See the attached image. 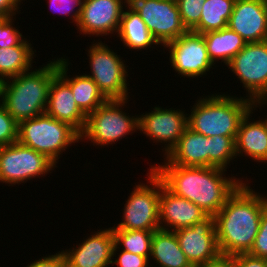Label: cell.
I'll return each instance as SVG.
<instances>
[{
    "instance_id": "16",
    "label": "cell",
    "mask_w": 267,
    "mask_h": 267,
    "mask_svg": "<svg viewBox=\"0 0 267 267\" xmlns=\"http://www.w3.org/2000/svg\"><path fill=\"white\" fill-rule=\"evenodd\" d=\"M174 232L181 250L193 267L204 264L220 253L213 215H208L202 221Z\"/></svg>"
},
{
    "instance_id": "14",
    "label": "cell",
    "mask_w": 267,
    "mask_h": 267,
    "mask_svg": "<svg viewBox=\"0 0 267 267\" xmlns=\"http://www.w3.org/2000/svg\"><path fill=\"white\" fill-rule=\"evenodd\" d=\"M128 4L129 0H83L75 29L78 28L79 36L99 37V41L103 36L114 37Z\"/></svg>"
},
{
    "instance_id": "10",
    "label": "cell",
    "mask_w": 267,
    "mask_h": 267,
    "mask_svg": "<svg viewBox=\"0 0 267 267\" xmlns=\"http://www.w3.org/2000/svg\"><path fill=\"white\" fill-rule=\"evenodd\" d=\"M253 101L267 99V40L247 43L227 65Z\"/></svg>"
},
{
    "instance_id": "12",
    "label": "cell",
    "mask_w": 267,
    "mask_h": 267,
    "mask_svg": "<svg viewBox=\"0 0 267 267\" xmlns=\"http://www.w3.org/2000/svg\"><path fill=\"white\" fill-rule=\"evenodd\" d=\"M152 37L162 46L185 34L176 0H129Z\"/></svg>"
},
{
    "instance_id": "9",
    "label": "cell",
    "mask_w": 267,
    "mask_h": 267,
    "mask_svg": "<svg viewBox=\"0 0 267 267\" xmlns=\"http://www.w3.org/2000/svg\"><path fill=\"white\" fill-rule=\"evenodd\" d=\"M57 166L45 155L19 142L0 147V183L19 186L52 173ZM29 180V181H28Z\"/></svg>"
},
{
    "instance_id": "27",
    "label": "cell",
    "mask_w": 267,
    "mask_h": 267,
    "mask_svg": "<svg viewBox=\"0 0 267 267\" xmlns=\"http://www.w3.org/2000/svg\"><path fill=\"white\" fill-rule=\"evenodd\" d=\"M236 0H206L202 7L199 23L191 30L204 34L228 27Z\"/></svg>"
},
{
    "instance_id": "41",
    "label": "cell",
    "mask_w": 267,
    "mask_h": 267,
    "mask_svg": "<svg viewBox=\"0 0 267 267\" xmlns=\"http://www.w3.org/2000/svg\"><path fill=\"white\" fill-rule=\"evenodd\" d=\"M15 2V4L20 8V6L23 4L22 1H27V0H13ZM22 3V4H21Z\"/></svg>"
},
{
    "instance_id": "39",
    "label": "cell",
    "mask_w": 267,
    "mask_h": 267,
    "mask_svg": "<svg viewBox=\"0 0 267 267\" xmlns=\"http://www.w3.org/2000/svg\"><path fill=\"white\" fill-rule=\"evenodd\" d=\"M20 9H22V6L19 8L13 0H0V15L4 18L19 15L21 13Z\"/></svg>"
},
{
    "instance_id": "18",
    "label": "cell",
    "mask_w": 267,
    "mask_h": 267,
    "mask_svg": "<svg viewBox=\"0 0 267 267\" xmlns=\"http://www.w3.org/2000/svg\"><path fill=\"white\" fill-rule=\"evenodd\" d=\"M208 214L196 204L174 195L160 179L159 224L160 229L176 231L205 219Z\"/></svg>"
},
{
    "instance_id": "17",
    "label": "cell",
    "mask_w": 267,
    "mask_h": 267,
    "mask_svg": "<svg viewBox=\"0 0 267 267\" xmlns=\"http://www.w3.org/2000/svg\"><path fill=\"white\" fill-rule=\"evenodd\" d=\"M228 27L246 43L267 40V1L236 0Z\"/></svg>"
},
{
    "instance_id": "11",
    "label": "cell",
    "mask_w": 267,
    "mask_h": 267,
    "mask_svg": "<svg viewBox=\"0 0 267 267\" xmlns=\"http://www.w3.org/2000/svg\"><path fill=\"white\" fill-rule=\"evenodd\" d=\"M167 48V49H166ZM169 51L168 60L178 76L196 79L207 76L212 69L218 68L209 58L206 42L202 34L187 31L182 36L163 46ZM212 68V69H211Z\"/></svg>"
},
{
    "instance_id": "19",
    "label": "cell",
    "mask_w": 267,
    "mask_h": 267,
    "mask_svg": "<svg viewBox=\"0 0 267 267\" xmlns=\"http://www.w3.org/2000/svg\"><path fill=\"white\" fill-rule=\"evenodd\" d=\"M254 112L253 108L250 109L239 125L235 139L236 158L249 157L260 166L263 162V165L267 164V125L261 116L258 120L252 118Z\"/></svg>"
},
{
    "instance_id": "1",
    "label": "cell",
    "mask_w": 267,
    "mask_h": 267,
    "mask_svg": "<svg viewBox=\"0 0 267 267\" xmlns=\"http://www.w3.org/2000/svg\"><path fill=\"white\" fill-rule=\"evenodd\" d=\"M150 167L174 195L190 200L213 216L243 182H249L247 177L236 178L232 174L226 176V170L217 167L161 163L152 164Z\"/></svg>"
},
{
    "instance_id": "35",
    "label": "cell",
    "mask_w": 267,
    "mask_h": 267,
    "mask_svg": "<svg viewBox=\"0 0 267 267\" xmlns=\"http://www.w3.org/2000/svg\"><path fill=\"white\" fill-rule=\"evenodd\" d=\"M249 254L255 257L267 258V204L263 208L259 231Z\"/></svg>"
},
{
    "instance_id": "30",
    "label": "cell",
    "mask_w": 267,
    "mask_h": 267,
    "mask_svg": "<svg viewBox=\"0 0 267 267\" xmlns=\"http://www.w3.org/2000/svg\"><path fill=\"white\" fill-rule=\"evenodd\" d=\"M206 0H176L183 25L191 31L200 21L203 4Z\"/></svg>"
},
{
    "instance_id": "37",
    "label": "cell",
    "mask_w": 267,
    "mask_h": 267,
    "mask_svg": "<svg viewBox=\"0 0 267 267\" xmlns=\"http://www.w3.org/2000/svg\"><path fill=\"white\" fill-rule=\"evenodd\" d=\"M234 267H267V258L255 257L249 253L236 254Z\"/></svg>"
},
{
    "instance_id": "34",
    "label": "cell",
    "mask_w": 267,
    "mask_h": 267,
    "mask_svg": "<svg viewBox=\"0 0 267 267\" xmlns=\"http://www.w3.org/2000/svg\"><path fill=\"white\" fill-rule=\"evenodd\" d=\"M112 257V265H115V267H151L147 257L124 250L113 249Z\"/></svg>"
},
{
    "instance_id": "32",
    "label": "cell",
    "mask_w": 267,
    "mask_h": 267,
    "mask_svg": "<svg viewBox=\"0 0 267 267\" xmlns=\"http://www.w3.org/2000/svg\"><path fill=\"white\" fill-rule=\"evenodd\" d=\"M18 123L0 101V147L17 142Z\"/></svg>"
},
{
    "instance_id": "24",
    "label": "cell",
    "mask_w": 267,
    "mask_h": 267,
    "mask_svg": "<svg viewBox=\"0 0 267 267\" xmlns=\"http://www.w3.org/2000/svg\"><path fill=\"white\" fill-rule=\"evenodd\" d=\"M116 36L119 37L123 46L130 49L131 53L133 50L141 52L142 50L147 51L149 48L153 50L157 45L159 47L146 24L129 4L126 9L124 8Z\"/></svg>"
},
{
    "instance_id": "3",
    "label": "cell",
    "mask_w": 267,
    "mask_h": 267,
    "mask_svg": "<svg viewBox=\"0 0 267 267\" xmlns=\"http://www.w3.org/2000/svg\"><path fill=\"white\" fill-rule=\"evenodd\" d=\"M35 67L0 82V101L17 123L45 113L49 87L58 74V57Z\"/></svg>"
},
{
    "instance_id": "23",
    "label": "cell",
    "mask_w": 267,
    "mask_h": 267,
    "mask_svg": "<svg viewBox=\"0 0 267 267\" xmlns=\"http://www.w3.org/2000/svg\"><path fill=\"white\" fill-rule=\"evenodd\" d=\"M149 262L151 267H193L181 250L175 232L163 229L154 231Z\"/></svg>"
},
{
    "instance_id": "29",
    "label": "cell",
    "mask_w": 267,
    "mask_h": 267,
    "mask_svg": "<svg viewBox=\"0 0 267 267\" xmlns=\"http://www.w3.org/2000/svg\"><path fill=\"white\" fill-rule=\"evenodd\" d=\"M236 143L231 136L209 137V167H217L227 171L230 163L236 162Z\"/></svg>"
},
{
    "instance_id": "33",
    "label": "cell",
    "mask_w": 267,
    "mask_h": 267,
    "mask_svg": "<svg viewBox=\"0 0 267 267\" xmlns=\"http://www.w3.org/2000/svg\"><path fill=\"white\" fill-rule=\"evenodd\" d=\"M47 3H49L48 6L51 12L70 17V20H72L70 23H74L76 26L80 17L83 0H48Z\"/></svg>"
},
{
    "instance_id": "4",
    "label": "cell",
    "mask_w": 267,
    "mask_h": 267,
    "mask_svg": "<svg viewBox=\"0 0 267 267\" xmlns=\"http://www.w3.org/2000/svg\"><path fill=\"white\" fill-rule=\"evenodd\" d=\"M197 96L188 113V127L207 137L231 136L236 139L239 125L247 112L252 109V101L228 92Z\"/></svg>"
},
{
    "instance_id": "38",
    "label": "cell",
    "mask_w": 267,
    "mask_h": 267,
    "mask_svg": "<svg viewBox=\"0 0 267 267\" xmlns=\"http://www.w3.org/2000/svg\"><path fill=\"white\" fill-rule=\"evenodd\" d=\"M195 267H234V255L219 253L216 257Z\"/></svg>"
},
{
    "instance_id": "5",
    "label": "cell",
    "mask_w": 267,
    "mask_h": 267,
    "mask_svg": "<svg viewBox=\"0 0 267 267\" xmlns=\"http://www.w3.org/2000/svg\"><path fill=\"white\" fill-rule=\"evenodd\" d=\"M17 142L40 152L58 166L63 152L80 143V133L70 124L43 113L18 123Z\"/></svg>"
},
{
    "instance_id": "25",
    "label": "cell",
    "mask_w": 267,
    "mask_h": 267,
    "mask_svg": "<svg viewBox=\"0 0 267 267\" xmlns=\"http://www.w3.org/2000/svg\"><path fill=\"white\" fill-rule=\"evenodd\" d=\"M202 35L206 42L209 58L214 65L219 61L218 63H224L227 66L247 44L239 34L229 27Z\"/></svg>"
},
{
    "instance_id": "31",
    "label": "cell",
    "mask_w": 267,
    "mask_h": 267,
    "mask_svg": "<svg viewBox=\"0 0 267 267\" xmlns=\"http://www.w3.org/2000/svg\"><path fill=\"white\" fill-rule=\"evenodd\" d=\"M16 16L3 18L0 21V48L18 46L25 36L20 32L15 24Z\"/></svg>"
},
{
    "instance_id": "8",
    "label": "cell",
    "mask_w": 267,
    "mask_h": 267,
    "mask_svg": "<svg viewBox=\"0 0 267 267\" xmlns=\"http://www.w3.org/2000/svg\"><path fill=\"white\" fill-rule=\"evenodd\" d=\"M146 183H135L123 206L122 221L112 229L151 230L160 229L159 198L160 177L149 167ZM149 184V185H148Z\"/></svg>"
},
{
    "instance_id": "22",
    "label": "cell",
    "mask_w": 267,
    "mask_h": 267,
    "mask_svg": "<svg viewBox=\"0 0 267 267\" xmlns=\"http://www.w3.org/2000/svg\"><path fill=\"white\" fill-rule=\"evenodd\" d=\"M163 160L162 164L209 167V137L187 127L177 145Z\"/></svg>"
},
{
    "instance_id": "7",
    "label": "cell",
    "mask_w": 267,
    "mask_h": 267,
    "mask_svg": "<svg viewBox=\"0 0 267 267\" xmlns=\"http://www.w3.org/2000/svg\"><path fill=\"white\" fill-rule=\"evenodd\" d=\"M91 45L86 48L88 53L86 59L89 61L90 72H87L99 90L108 99H130V86L128 82V65L118 52L110 49L107 43L101 40H92Z\"/></svg>"
},
{
    "instance_id": "28",
    "label": "cell",
    "mask_w": 267,
    "mask_h": 267,
    "mask_svg": "<svg viewBox=\"0 0 267 267\" xmlns=\"http://www.w3.org/2000/svg\"><path fill=\"white\" fill-rule=\"evenodd\" d=\"M114 235V248L145 256L151 254V240L154 231L151 230H124L112 229ZM122 247V248H121Z\"/></svg>"
},
{
    "instance_id": "2",
    "label": "cell",
    "mask_w": 267,
    "mask_h": 267,
    "mask_svg": "<svg viewBox=\"0 0 267 267\" xmlns=\"http://www.w3.org/2000/svg\"><path fill=\"white\" fill-rule=\"evenodd\" d=\"M251 182H243L214 216L220 253H249L254 245L267 195L256 192Z\"/></svg>"
},
{
    "instance_id": "26",
    "label": "cell",
    "mask_w": 267,
    "mask_h": 267,
    "mask_svg": "<svg viewBox=\"0 0 267 267\" xmlns=\"http://www.w3.org/2000/svg\"><path fill=\"white\" fill-rule=\"evenodd\" d=\"M36 50L26 38L18 45L0 48V82L34 68Z\"/></svg>"
},
{
    "instance_id": "40",
    "label": "cell",
    "mask_w": 267,
    "mask_h": 267,
    "mask_svg": "<svg viewBox=\"0 0 267 267\" xmlns=\"http://www.w3.org/2000/svg\"><path fill=\"white\" fill-rule=\"evenodd\" d=\"M267 105V99H262V100H257V101H253L252 103V108L256 111H258L257 108L261 107V109L259 111L262 110V107L265 108ZM265 106V107H264ZM266 117V118H265ZM263 120L265 121L266 125H267V115L264 116Z\"/></svg>"
},
{
    "instance_id": "20",
    "label": "cell",
    "mask_w": 267,
    "mask_h": 267,
    "mask_svg": "<svg viewBox=\"0 0 267 267\" xmlns=\"http://www.w3.org/2000/svg\"><path fill=\"white\" fill-rule=\"evenodd\" d=\"M45 113L70 124L79 133L86 124L87 116L77 106L70 86L58 74L50 84Z\"/></svg>"
},
{
    "instance_id": "15",
    "label": "cell",
    "mask_w": 267,
    "mask_h": 267,
    "mask_svg": "<svg viewBox=\"0 0 267 267\" xmlns=\"http://www.w3.org/2000/svg\"><path fill=\"white\" fill-rule=\"evenodd\" d=\"M82 243L62 251L66 267H109L112 266L114 235L112 227L87 233Z\"/></svg>"
},
{
    "instance_id": "36",
    "label": "cell",
    "mask_w": 267,
    "mask_h": 267,
    "mask_svg": "<svg viewBox=\"0 0 267 267\" xmlns=\"http://www.w3.org/2000/svg\"><path fill=\"white\" fill-rule=\"evenodd\" d=\"M24 267H66V259L62 250L54 254L41 256L35 261H30Z\"/></svg>"
},
{
    "instance_id": "13",
    "label": "cell",
    "mask_w": 267,
    "mask_h": 267,
    "mask_svg": "<svg viewBox=\"0 0 267 267\" xmlns=\"http://www.w3.org/2000/svg\"><path fill=\"white\" fill-rule=\"evenodd\" d=\"M148 113H140L139 131L148 137L150 142L162 145L163 158L177 145L188 127L186 109L163 108L156 105ZM159 143V144H158ZM162 143V144H161Z\"/></svg>"
},
{
    "instance_id": "21",
    "label": "cell",
    "mask_w": 267,
    "mask_h": 267,
    "mask_svg": "<svg viewBox=\"0 0 267 267\" xmlns=\"http://www.w3.org/2000/svg\"><path fill=\"white\" fill-rule=\"evenodd\" d=\"M63 56L58 58V75L70 86L77 106L87 116L108 99L99 90L95 82L86 75V72L79 75L74 74L70 77V65L73 64H71L69 58Z\"/></svg>"
},
{
    "instance_id": "6",
    "label": "cell",
    "mask_w": 267,
    "mask_h": 267,
    "mask_svg": "<svg viewBox=\"0 0 267 267\" xmlns=\"http://www.w3.org/2000/svg\"><path fill=\"white\" fill-rule=\"evenodd\" d=\"M127 99H110L86 117V124L80 133V142H90L97 148L113 146L128 135L139 132L138 114L128 115ZM127 106V107H126ZM93 143V144H92Z\"/></svg>"
}]
</instances>
